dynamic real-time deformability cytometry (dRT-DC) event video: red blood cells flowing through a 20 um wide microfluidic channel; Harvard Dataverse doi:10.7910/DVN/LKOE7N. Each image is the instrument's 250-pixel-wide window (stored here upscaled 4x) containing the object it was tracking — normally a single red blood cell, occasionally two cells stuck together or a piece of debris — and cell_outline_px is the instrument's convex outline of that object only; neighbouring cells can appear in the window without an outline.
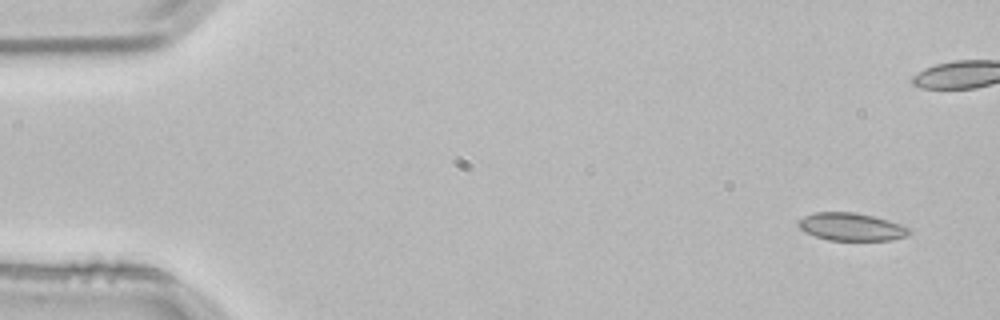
{"species": "common noctule bat (a hibernating species)", "species_latin": "Nyctalus noctula", "temperature_condition": "room temperature", "stored_images_in_passage": 3, "camera_frame_rate_fps": 3000, "um_per_image_px": 0.085, "animal": {"sex": "male", "body_mass_g": 21.5, "forearm_length_mm": 52.0}, "frame": {"image": 1, "passage_image": 1, "time_ms": 0.0, "image_size_px": [1000, 320], "cell_outline_px": [[912, 232], [908, 236], [892, 240], [828, 240], [804, 232], [796, 224], [796, 220], [804, 216], [816, 212], [852, 212], [872, 216], [888, 220], [900, 224], [908, 228]], "centroid_in_image_um": [72.33, 19.28], "position_along_channel_um": 12.7, "area_um2": 17.98}}